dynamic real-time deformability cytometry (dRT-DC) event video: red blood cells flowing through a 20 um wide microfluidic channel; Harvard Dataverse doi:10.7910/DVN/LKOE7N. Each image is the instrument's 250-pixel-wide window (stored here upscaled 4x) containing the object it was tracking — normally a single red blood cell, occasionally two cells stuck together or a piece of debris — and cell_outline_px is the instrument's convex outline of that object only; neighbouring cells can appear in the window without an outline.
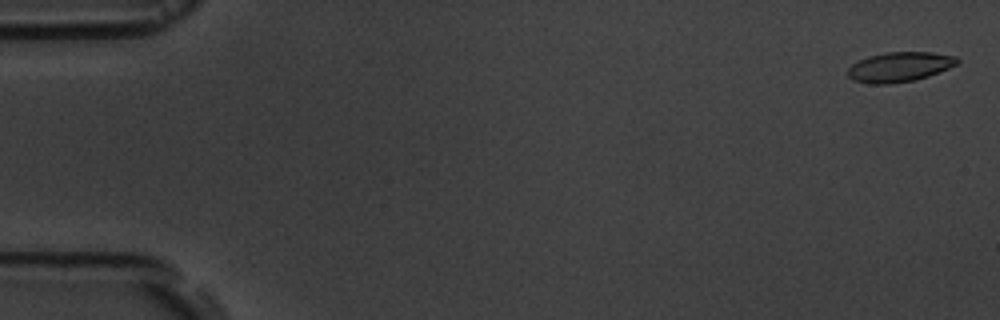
{"species": "common noctule bat (a hibernating species)", "species_latin": "Nyctalus noctula", "temperature_condition": "room temperature", "stored_images_in_passage": 17, "camera_frame_rate_fps": 3000, "um_per_image_px": 0.085, "animal": {"sex": "male", "body_mass_g": 19.5, "forearm_length_mm": 54.6}, "frame": {"image": 1, "passage_image": 1, "time_ms": 0.0, "image_size_px": [1000, 320], "cell_outline_px": [[960, 60], [956, 64], [948, 68], [928, 76], [916, 80], [888, 84], [868, 84], [852, 80], [848, 76], [848, 68], [852, 64], [868, 56], [884, 52], [932, 52], [956, 56]], "centroid_in_image_um": [76.44, 5.69], "position_along_channel_um": 8.6, "area_um2": 19.07}}
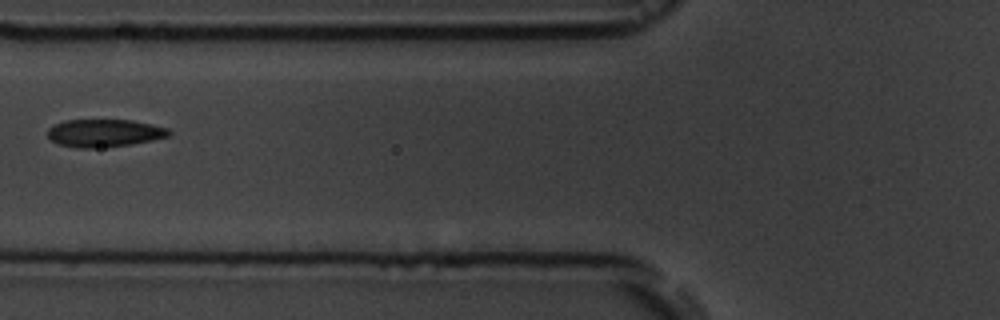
{"frame": {"image": 2, "passage_image": 7, "time_ms": 7.0, "image_size_px": [1000, 320], "cell_outline_px": [[172, 132], [168, 136], [152, 140], [132, 144], [100, 148], [76, 148], [56, 144], [48, 136], [48, 128], [64, 120], [132, 120], [152, 124], [168, 128]], "centroid_in_image_um": [8.86, 11.31], "position_along_channel_um": 116.9, "area_um2": 19.71}}
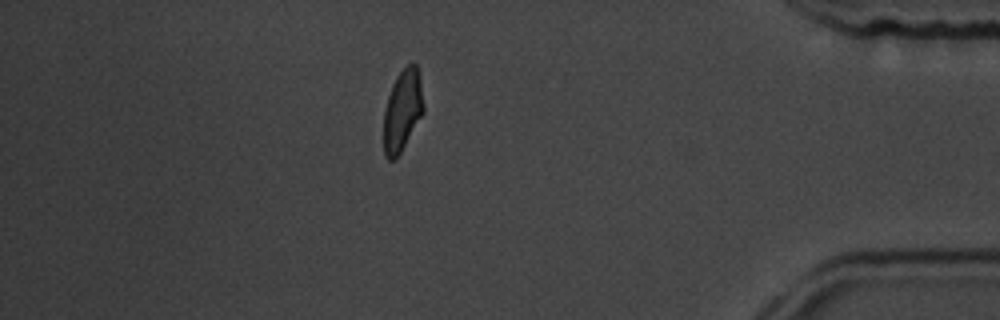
{"frame": {"image": 3, "passage_image": 15, "time_ms": 16.0, "image_size_px": [1000, 320], "cell_outline_px": [[424, 112], [396, 160], [388, 160], [384, 156], [384, 112], [388, 96], [392, 84], [396, 76], [412, 60], [416, 64], [420, 76], [424, 108]], "centroid_in_image_um": [34.21, 9.38], "position_along_channel_um": 401.0, "area_um2": 19.07}, "authors_computed_cell_mechanics": {"area_um2": 19.074, "velocity_mm_per_s": 3.6034, "shape_relaxation_time_tau1_ms": 3.2298, "shape_relaxation_time_tau2_ms": 0.9143, "deformation_change_tau1": 0.0905, "deformation_change_tau2": 0.035}}